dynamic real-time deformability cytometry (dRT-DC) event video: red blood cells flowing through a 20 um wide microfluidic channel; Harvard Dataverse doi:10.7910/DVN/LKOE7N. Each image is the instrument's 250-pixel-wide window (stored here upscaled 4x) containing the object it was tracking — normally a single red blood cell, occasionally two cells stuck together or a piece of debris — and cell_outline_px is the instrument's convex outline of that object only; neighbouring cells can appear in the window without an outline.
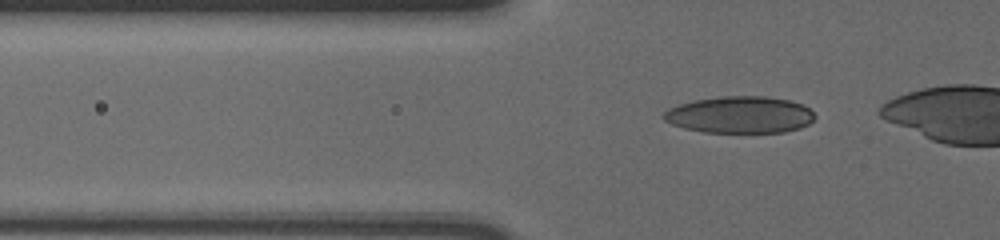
{"species": "human", "species_latin": "Homo sapiens", "temperature_condition": "cold", "stored_images_in_passage": 45, "camera_frame_rate_fps": 3000, "um_per_image_px": 0.085, "donor": {"sex": "male"}, "frame": {"image": 1, "passage_image": 14, "time_ms": 4.333, "image_size_px": [1000, 240], "cell_outline_px": [[816, 116], [808, 124], [800, 128], [784, 132], [704, 132], [684, 128], [672, 124], [664, 120], [660, 116], [668, 108], [680, 104], [696, 100], [724, 96], [768, 96], [788, 100], [804, 104]], "centroid_in_image_um": [62.89, 9.75], "position_along_channel_um": 62.9, "area_um2": 32.43}}
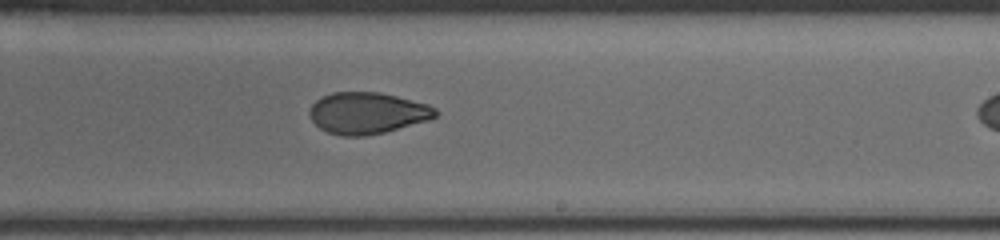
{"frame": {"image": 2, "passage_image": 31, "time_ms": 10.0, "image_size_px": [1000, 240], "cell_outline_px": [[440, 112], [436, 116], [428, 120], [384, 132], [364, 136], [340, 136], [328, 132], [320, 128], [312, 120], [308, 112], [312, 104], [316, 100], [332, 92], [380, 92], [428, 104], [436, 108]], "centroid_in_image_um": [31.22, 9.61], "position_along_channel_um": 257.8, "area_um2": 30.4}}
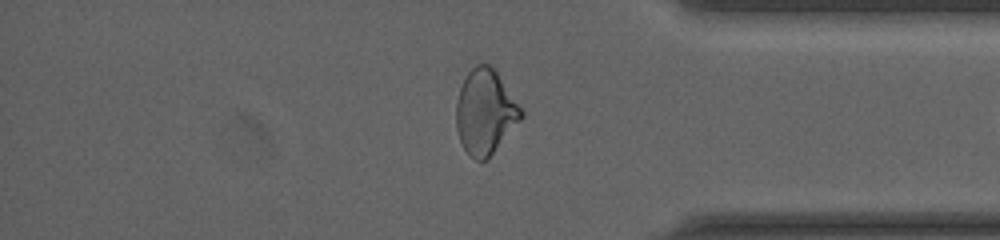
{"frame": {"image": 3, "passage_image": 43, "time_ms": 14.0, "image_size_px": [1000, 240], "cell_outline_px": [[524, 116], [488, 160], [476, 160], [468, 156], [460, 140], [456, 128], [456, 100], [460, 88], [468, 72], [476, 64], [488, 64], [496, 72], [524, 112]], "centroid_in_image_um": [41.23, 9.56], "position_along_channel_um": 394.0, "area_um2": 31.96}}